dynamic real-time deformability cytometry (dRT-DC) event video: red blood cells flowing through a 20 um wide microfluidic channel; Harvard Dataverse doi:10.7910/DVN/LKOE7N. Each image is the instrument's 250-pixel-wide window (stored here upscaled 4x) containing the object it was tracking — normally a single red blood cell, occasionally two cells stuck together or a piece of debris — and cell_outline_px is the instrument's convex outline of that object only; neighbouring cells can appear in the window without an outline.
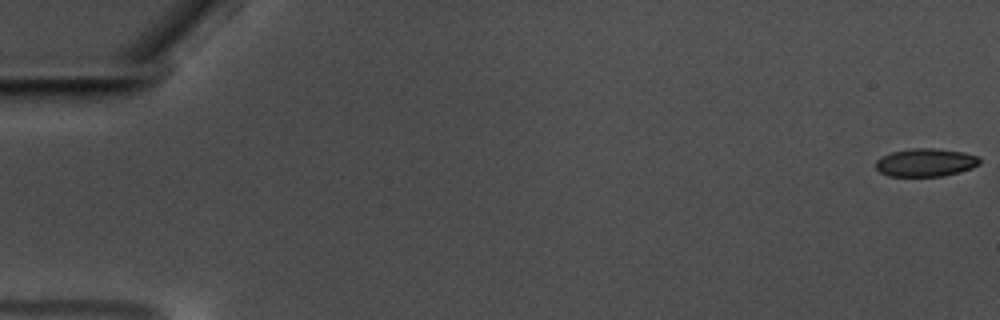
{"species": "common noctule bat (a hibernating species)", "species_latin": "Nyctalus noctula", "temperature_condition": "warm", "stored_images_in_passage": 58, "camera_frame_rate_fps": 3000, "um_per_image_px": 0.085, "animal": {"sex": "male", "body_mass_g": 17.5, "forearm_length_mm": 52.3}, "frame": {"image": 1, "passage_image": 1, "time_ms": 0.0, "image_size_px": [1000, 320], "cell_outline_px": [[980, 164], [972, 168], [944, 176], [888, 176], [880, 172], [876, 168], [876, 160], [892, 152], [912, 148], [936, 148], [964, 152], [976, 156], [980, 160]], "centroid_in_image_um": [78.68, 13.81], "position_along_channel_um": 6.3, "area_um2": 16.94}}
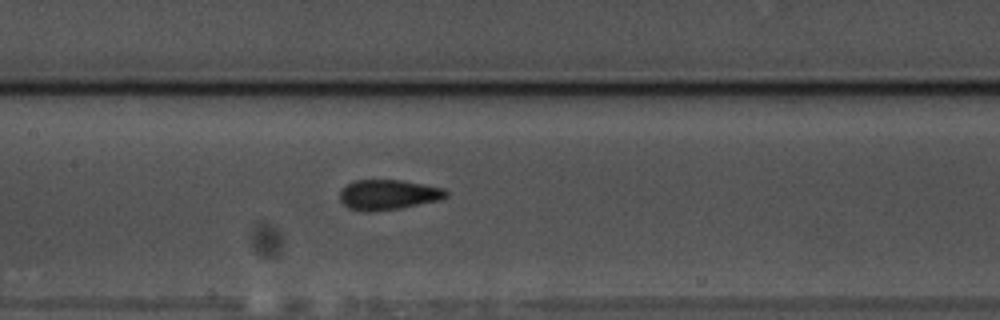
{"frame": {"image": 2, "passage_image": 29, "time_ms": 9.333, "image_size_px": [1000, 320], "cell_outline_px": [[448, 196], [440, 200], [400, 208], [368, 212], [348, 208], [340, 200], [340, 192], [352, 180], [400, 180], [444, 188], [448, 192]], "centroid_in_image_um": [33.01, 16.55], "position_along_channel_um": 174.4, "area_um2": 18.55}}
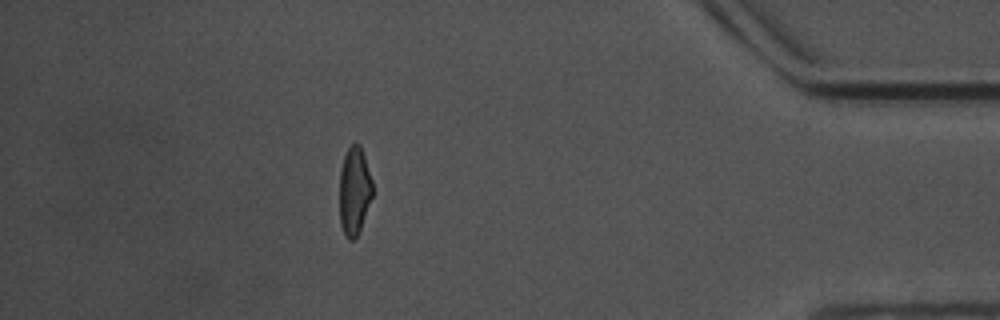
{"frame": {"image": 3, "passage_image": 52, "time_ms": 17.0, "image_size_px": [1000, 320], "cell_outline_px": [[372, 196], [360, 228], [356, 236], [352, 240], [348, 240], [340, 224], [340, 168], [344, 156], [348, 148], [352, 144], [360, 144], [372, 180]], "centroid_in_image_um": [30.11, 16.21], "position_along_channel_um": 405.1, "area_um2": 16.65}, "authors_computed_cell_mechanics": {"area_um2": 18.0336, "velocity_mm_per_s": 3.5746, "shape_relaxation_time_tau1_ms": 5.7575, "shape_relaxation_time_tau2_ms": 1.2875, "deformation_change_tau1": 0.1413, "deformation_change_tau2": 0.0752}}